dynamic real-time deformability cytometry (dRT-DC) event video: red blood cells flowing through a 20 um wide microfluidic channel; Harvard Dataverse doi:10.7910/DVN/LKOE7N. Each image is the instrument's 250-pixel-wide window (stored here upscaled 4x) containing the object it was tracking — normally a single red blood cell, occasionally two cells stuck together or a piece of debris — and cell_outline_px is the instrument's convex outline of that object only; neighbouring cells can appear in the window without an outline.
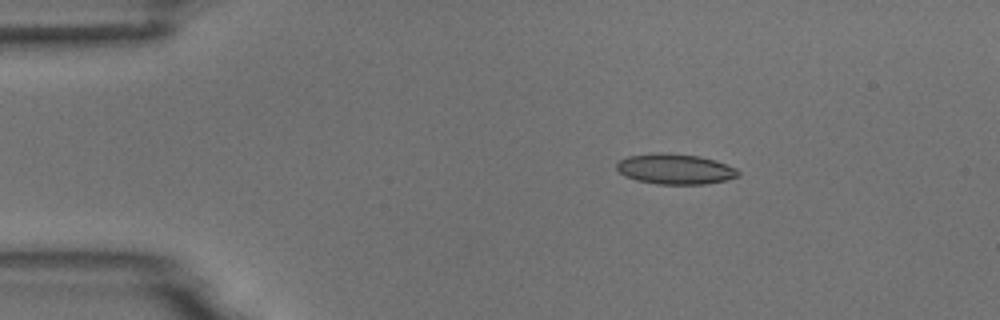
{"species": "common noctule bat (a hibernating species)", "species_latin": "Nyctalus noctula", "temperature_condition": "room temperature", "stored_images_in_passage": 46, "camera_frame_rate_fps": 3000, "um_per_image_px": 0.085, "animal": {"sex": "male", "body_mass_g": 18.8}, "frame": {"image": 1, "passage_image": 1, "time_ms": 0.0, "image_size_px": [1000, 320], "cell_outline_px": [[740, 176], [724, 180], [704, 184], [656, 184], [636, 180], [624, 176], [616, 168], [616, 164], [620, 160], [628, 156], [660, 152], [664, 152], [700, 156], [716, 160], [736, 168], [740, 172]], "centroid_in_image_um": [57.39, 14.36], "position_along_channel_um": 27.6, "area_um2": 21.62}}
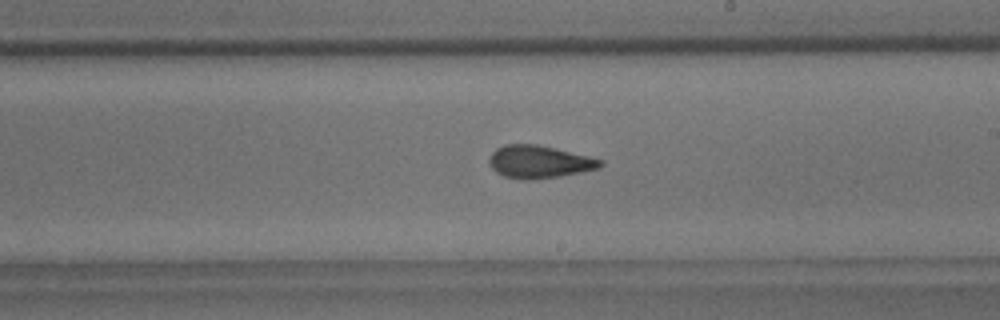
{"frame": {"image": 2, "passage_image": 23, "time_ms": 7.333, "image_size_px": [1000, 320], "cell_outline_px": [[604, 164], [600, 168], [560, 176], [532, 180], [524, 180], [504, 176], [496, 172], [492, 168], [488, 160], [492, 152], [496, 148], [504, 144], [536, 144], [588, 156], [604, 160]], "centroid_in_image_um": [45.82, 13.76], "position_along_channel_um": 243.2, "area_um2": 21.15}}
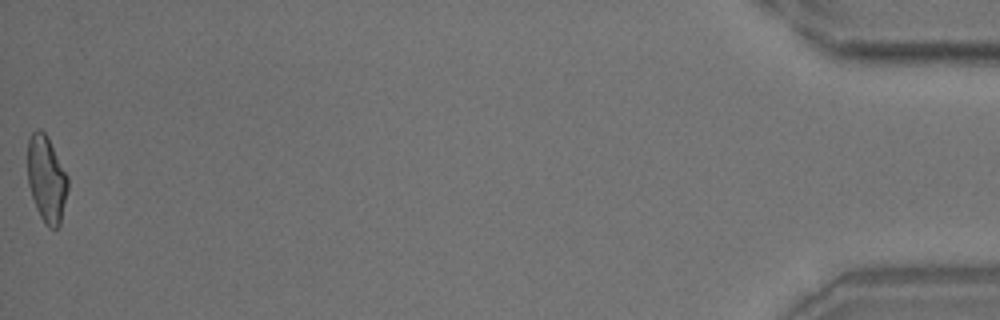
{"frame": {"image": 3, "passage_image": 46, "time_ms": 15.0, "image_size_px": [1000, 320], "cell_outline_px": [[68, 188], [60, 224], [56, 228], [48, 228], [44, 224], [36, 208], [28, 184], [28, 140], [32, 132], [36, 128], [40, 128], [48, 136], [68, 176]], "centroid_in_image_um": [3.96, 15.2], "position_along_channel_um": 431.2, "area_um2": 20.4}, "authors_computed_cell_mechanics": {"area_um2": 20.7502, "velocity_mm_per_s": 3.7283, "shape_relaxation_time_tau1_ms": 7.659, "shape_relaxation_time_tau2_ms": 2.1901, "deformation_change_tau1": 0.1872, "deformation_change_tau2": 0.0933}}